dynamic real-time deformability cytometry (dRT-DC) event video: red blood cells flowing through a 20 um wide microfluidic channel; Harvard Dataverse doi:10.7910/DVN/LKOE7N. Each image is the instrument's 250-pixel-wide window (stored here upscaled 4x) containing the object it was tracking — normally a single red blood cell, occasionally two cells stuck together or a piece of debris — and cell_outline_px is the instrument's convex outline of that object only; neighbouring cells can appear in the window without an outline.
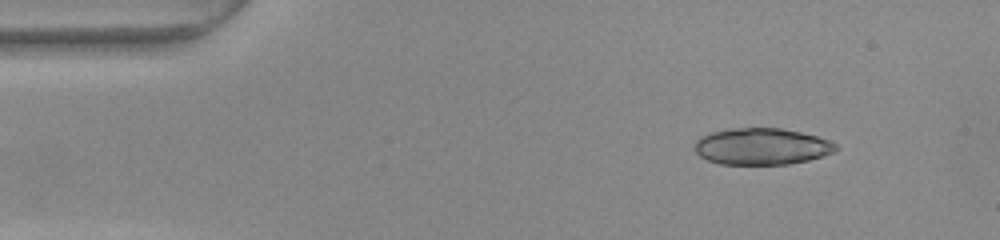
{"species": "common noctule bat (a hibernating species)", "species_latin": "Nyctalus noctula", "temperature_condition": "warm", "stored_images_in_passage": 48, "camera_frame_rate_fps": 3000, "um_per_image_px": 0.085, "animal": {"sex": "female", "body_mass_g": 22.0, "forearm_length_mm": 56.7}, "frame": {"image": 1, "passage_image": 2, "time_ms": 0.333, "image_size_px": [1000, 240], "cell_outline_px": [[840, 148], [832, 152], [808, 160], [788, 164], [720, 164], [708, 160], [700, 156], [696, 152], [696, 140], [700, 136], [712, 132], [732, 128], [780, 128], [800, 132], [816, 136], [828, 140], [836, 144]], "centroid_in_image_um": [64.74, 12.44], "position_along_channel_um": 20.3, "area_um2": 29.88}}